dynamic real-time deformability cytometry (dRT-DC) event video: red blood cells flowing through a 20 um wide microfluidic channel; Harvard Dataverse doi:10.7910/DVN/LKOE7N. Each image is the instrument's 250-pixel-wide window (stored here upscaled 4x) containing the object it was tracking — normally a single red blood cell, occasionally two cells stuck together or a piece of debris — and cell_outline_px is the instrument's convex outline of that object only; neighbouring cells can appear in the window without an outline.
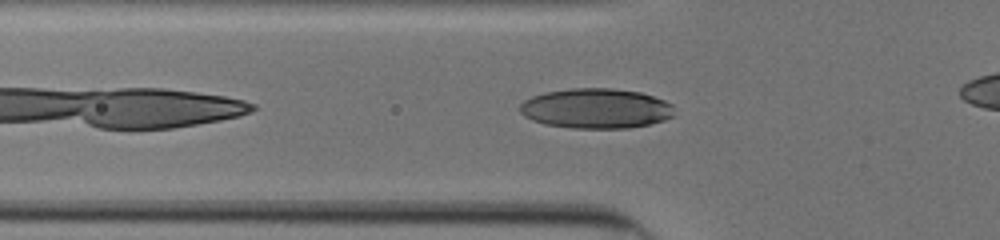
{"species": "human", "species_latin": "Homo sapiens", "temperature_condition": "cold", "stored_images_in_passage": 32, "camera_frame_rate_fps": 3000, "um_per_image_px": 0.085, "donor": {"sex": "male"}, "frame": {"image": 1, "passage_image": 4, "time_ms": 1.0, "image_size_px": [1000, 240], "cell_outline_px": [[676, 116], [664, 120], [648, 124], [628, 128], [572, 128], [544, 124], [532, 120], [524, 116], [520, 112], [520, 104], [524, 100], [532, 96], [544, 92], [572, 88], [612, 88], [640, 92], [664, 100], [672, 104]], "centroid_in_image_um": [50.67, 9.22], "position_along_channel_um": 75.1, "area_um2": 36.18}}
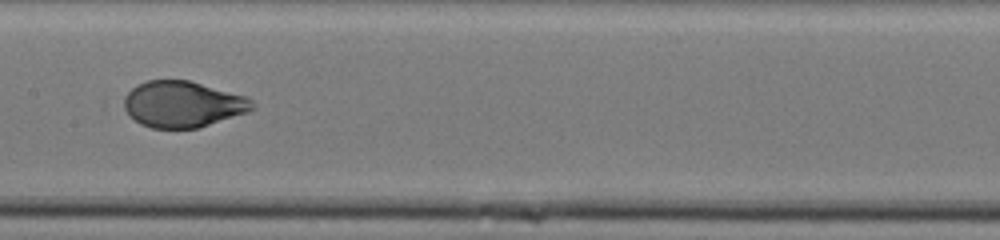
{"frame": {"image": 2, "passage_image": 13, "time_ms": 4.0, "image_size_px": [1000, 240], "cell_outline_px": [[256, 108], [248, 112], [196, 128], [152, 128], [140, 124], [124, 108], [124, 100], [128, 92], [136, 84], [148, 80], [188, 80], [248, 96], [256, 104]], "centroid_in_image_um": [15.57, 8.84], "position_along_channel_um": 191.8, "area_um2": 34.45}}
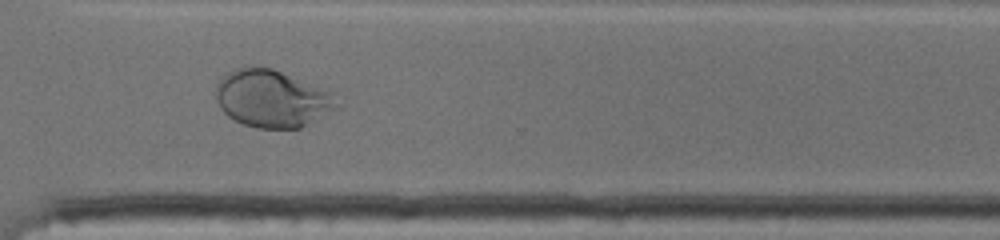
{"frame": {"image": 3, "passage_image": 25, "time_ms": 8.0, "image_size_px": [1000, 240], "cell_outline_px": [[336, 104], [332, 108], [300, 128], [256, 128], [244, 124], [228, 116], [220, 108], [216, 100], [216, 84], [228, 72], [236, 68], [272, 68], [332, 92]], "centroid_in_image_um": [23.04, 8.38], "position_along_channel_um": 347.6, "area_um2": 39.3}}